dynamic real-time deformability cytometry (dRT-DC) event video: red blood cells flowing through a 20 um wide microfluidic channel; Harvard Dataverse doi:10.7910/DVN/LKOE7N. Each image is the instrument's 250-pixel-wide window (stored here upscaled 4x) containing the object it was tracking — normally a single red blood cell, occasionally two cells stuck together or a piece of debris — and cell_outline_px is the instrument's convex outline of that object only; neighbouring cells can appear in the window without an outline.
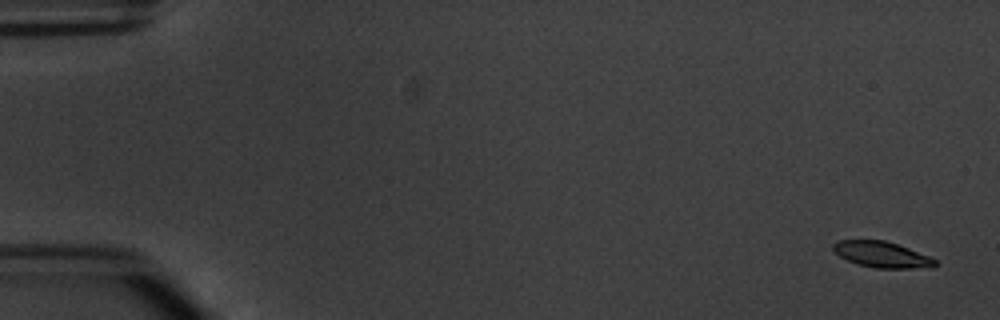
{"species": "common noctule bat (a hibernating species)", "species_latin": "Nyctalus noctula", "temperature_condition": "warm", "stored_images_in_passage": 5, "camera_frame_rate_fps": 3000, "um_per_image_px": 0.085, "animal": {"sex": "male", "body_mass_g": 20.1, "forearm_length_mm": 53.5}, "frame": {"image": 1, "passage_image": 1, "time_ms": 0.0, "image_size_px": [1000, 320], "cell_outline_px": [[936, 268], [876, 268], [856, 264], [840, 256], [832, 248], [832, 244], [836, 240], [884, 240], [908, 248], [928, 256], [936, 260]], "centroid_in_image_um": [74.95, 21.64], "position_along_channel_um": 10.0, "area_um2": 15.37}}
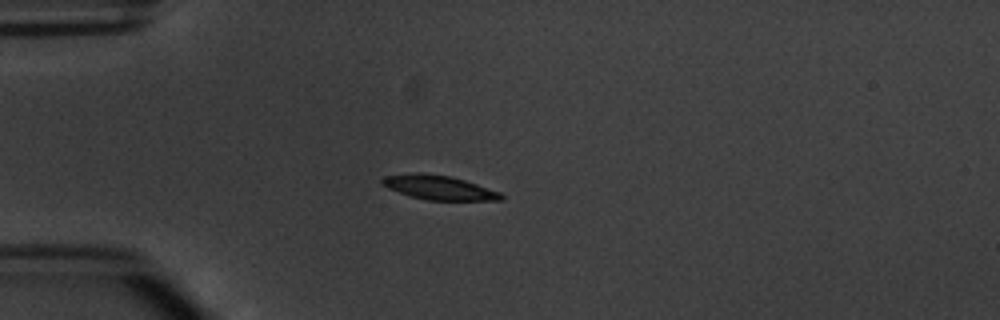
{"frame": {"image": 2, "passage_image": 4, "time_ms": 4.333, "image_size_px": [1000, 320], "cell_outline_px": [[504, 200], [428, 200], [412, 196], [388, 188], [380, 184], [380, 180], [384, 176], [416, 172], [424, 172], [448, 176], [464, 180], [500, 192], [504, 196]], "centroid_in_image_um": [37.28, 15.93], "position_along_channel_um": 47.7, "area_um2": 16.7}}